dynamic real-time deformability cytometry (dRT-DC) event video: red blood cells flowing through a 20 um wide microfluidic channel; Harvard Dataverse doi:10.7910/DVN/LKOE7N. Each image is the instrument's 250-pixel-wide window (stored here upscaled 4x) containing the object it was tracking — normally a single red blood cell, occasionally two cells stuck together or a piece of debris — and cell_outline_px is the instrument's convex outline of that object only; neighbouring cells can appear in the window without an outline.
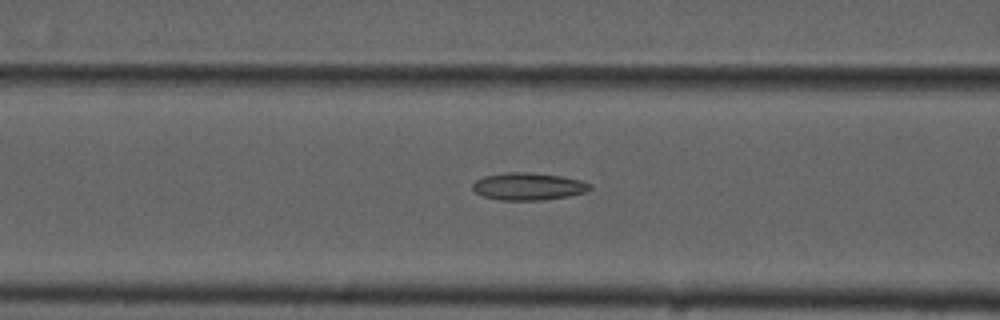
{"species": "common noctule bat (a hibernating species)", "species_latin": "Nyctalus noctula", "temperature_condition": "cold", "stored_images_in_passage": 55, "camera_frame_rate_fps": 3000, "um_per_image_px": 0.085, "animal": {"sex": "male", "forearm_length_mm": 52.5}, "frame": {"image": 1, "passage_image": 22, "time_ms": 7.0, "image_size_px": [1000, 320], "cell_outline_px": [[592, 188], [588, 192], [568, 196], [544, 200], [500, 200], [484, 196], [476, 192], [472, 188], [472, 184], [476, 180], [484, 176], [508, 172], [532, 172], [560, 176], [580, 180], [592, 184]], "centroid_in_image_um": [44.94, 15.84], "position_along_channel_um": 121.7, "area_um2": 18.79}}
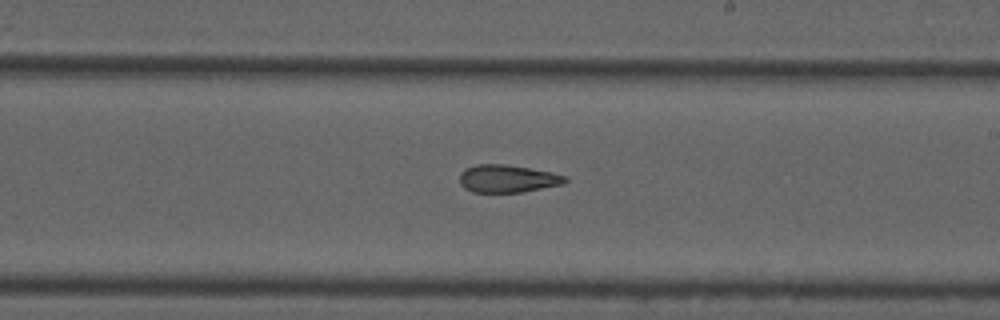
{"frame": {"image": 2, "passage_image": 32, "time_ms": 10.333, "image_size_px": [1000, 320], "cell_outline_px": [[568, 180], [560, 184], [520, 192], [472, 192], [464, 188], [460, 184], [460, 172], [464, 168], [476, 164], [508, 164], [552, 172], [568, 176]], "centroid_in_image_um": [43.1, 15.17], "position_along_channel_um": 245.9, "area_um2": 17.05}}
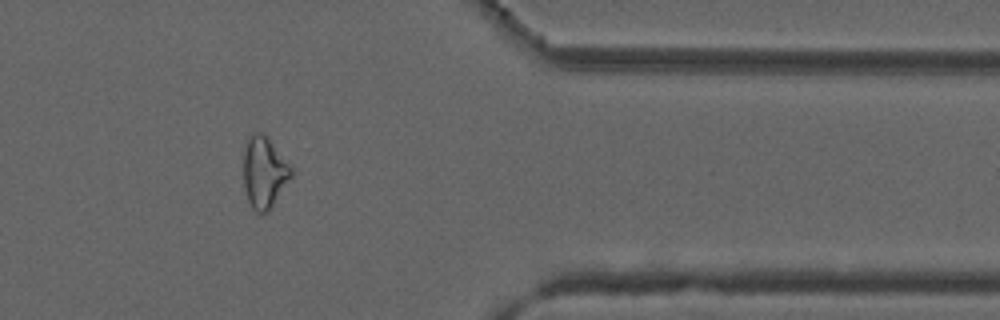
{"frame": {"image": 3, "passage_image": 45, "time_ms": 14.667, "image_size_px": [1000, 320], "cell_outline_px": [[292, 176], [268, 212], [256, 212], [252, 208], [248, 200], [244, 188], [244, 148], [252, 132], [260, 132], [268, 136], [292, 168]], "centroid_in_image_um": [22.45, 14.63], "position_along_channel_um": 388.9, "area_um2": 19.77}, "authors_computed_cell_mechanics": {"area_um2": 19.5942, "velocity_mm_per_s": 3.7276, "shape_relaxation_time_tau1_ms": null, "shape_relaxation_time_tau2_ms": 4.9345, "deformation_change_tau1": null, "deformation_change_tau2": 0.1487}}